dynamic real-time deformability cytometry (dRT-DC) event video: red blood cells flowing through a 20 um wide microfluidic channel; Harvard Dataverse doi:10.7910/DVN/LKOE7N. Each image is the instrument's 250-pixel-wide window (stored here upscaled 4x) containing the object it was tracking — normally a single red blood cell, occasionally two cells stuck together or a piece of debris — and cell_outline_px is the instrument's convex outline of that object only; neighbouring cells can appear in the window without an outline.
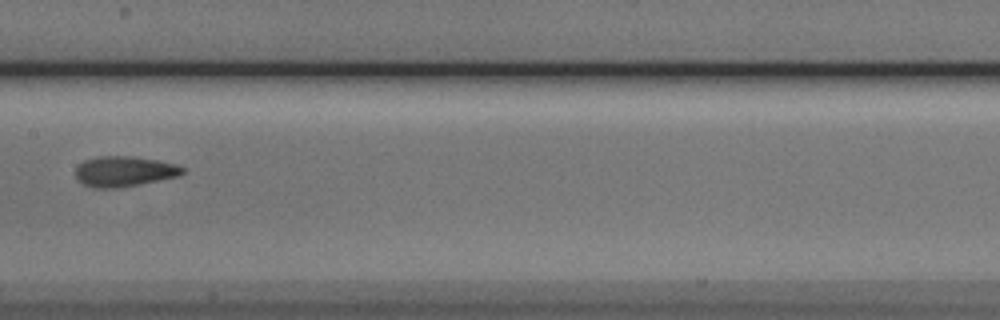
{"species": "Egyptian fruit bat (a non-hibernating species)", "species_latin": "Rousettus aegyptiacus", "temperature_condition": "cold", "stored_images_in_passage": 8, "camera_frame_rate_fps": 3000, "um_per_image_px": 0.085, "animal": {"sex": "male"}, "frame": {"image": 1, "passage_image": 6, "time_ms": 6.667, "image_size_px": [1000, 320], "cell_outline_px": [[184, 172], [180, 176], [116, 188], [92, 188], [84, 184], [76, 176], [76, 168], [84, 160], [96, 156], [132, 156], [156, 160], [176, 164], [184, 168]], "centroid_in_image_um": [10.56, 14.56], "position_along_channel_um": 196.8, "area_um2": 18.79}}
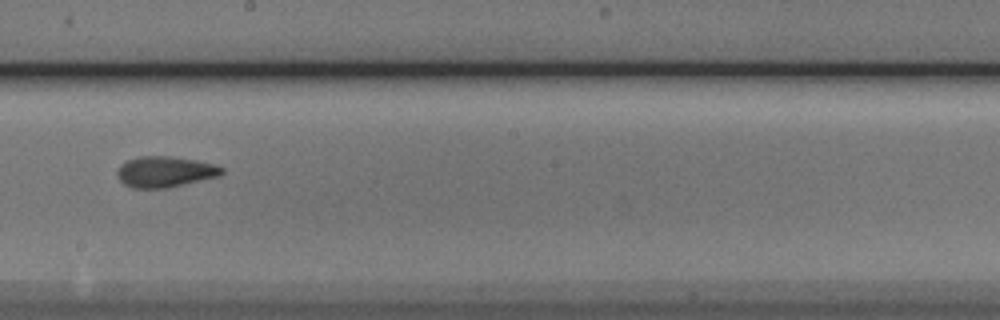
{"frame": {"image": 2, "passage_image": 7, "time_ms": 7.667, "image_size_px": [1000, 320], "cell_outline_px": [[224, 172], [220, 176], [168, 188], [132, 188], [124, 184], [116, 176], [116, 172], [120, 164], [128, 160], [140, 156], [168, 156], [196, 160], [216, 164], [224, 168]], "centroid_in_image_um": [14.03, 14.6], "position_along_channel_um": 234.2, "area_um2": 19.02}}